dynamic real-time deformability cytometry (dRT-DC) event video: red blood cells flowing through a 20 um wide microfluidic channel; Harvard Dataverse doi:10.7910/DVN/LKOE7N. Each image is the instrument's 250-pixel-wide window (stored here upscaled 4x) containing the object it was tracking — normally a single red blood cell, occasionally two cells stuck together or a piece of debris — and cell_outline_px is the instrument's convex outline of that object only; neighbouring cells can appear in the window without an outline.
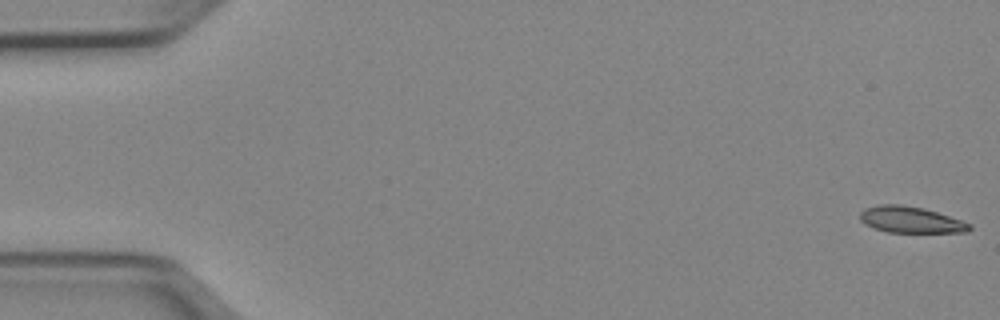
{"species": "Egyptian fruit bat (a non-hibernating species)", "species_latin": "Rousettus aegyptiacus", "temperature_condition": "cold", "stored_images_in_passage": 51, "camera_frame_rate_fps": 3000, "um_per_image_px": 0.085, "animal": {"sex": "female"}, "frame": {"image": 1, "passage_image": 1, "time_ms": 0.0, "image_size_px": [1000, 320], "cell_outline_px": [[972, 228], [968, 232], [888, 232], [872, 228], [864, 224], [860, 220], [860, 212], [864, 208], [880, 204], [900, 204], [924, 208], [972, 224]], "centroid_in_image_um": [77.37, 18.68], "position_along_channel_um": 7.6, "area_um2": 16.82}}
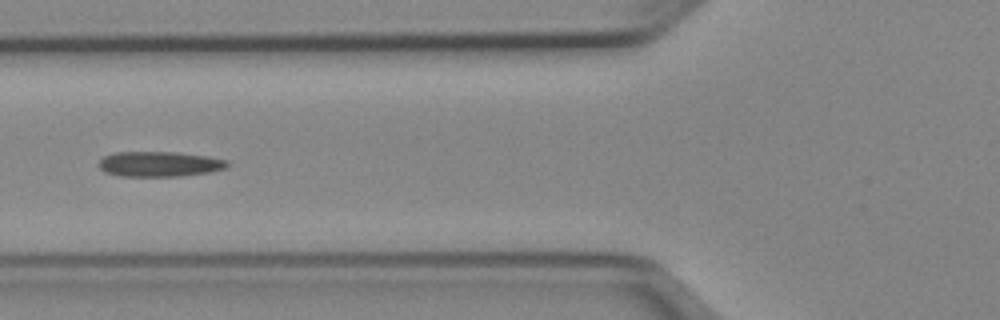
{"frame": {"image": 2, "passage_image": 20, "time_ms": 6.333, "image_size_px": [1000, 320], "cell_outline_px": [[228, 164], [224, 168], [208, 172], [180, 176], [120, 176], [104, 172], [96, 164], [104, 156], [116, 152], [176, 152], [208, 156], [228, 160]], "centroid_in_image_um": [13.51, 13.94], "position_along_channel_um": 112.3, "area_um2": 18.84}}
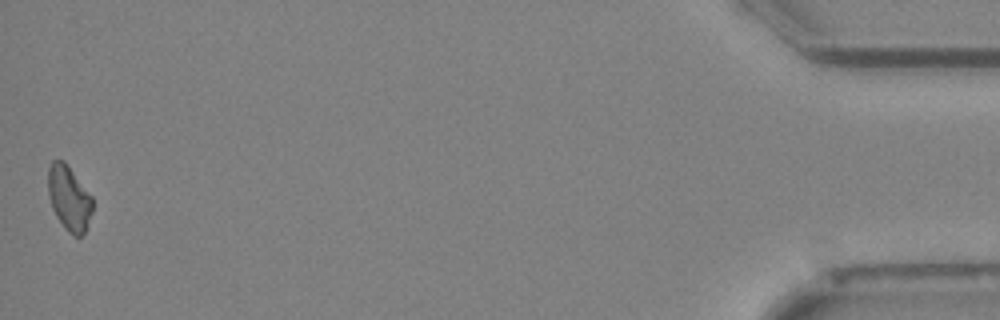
{"frame": {"image": 3, "passage_image": 51, "time_ms": 16.667, "image_size_px": [1000, 320], "cell_outline_px": [[92, 212], [84, 232], [80, 236], [72, 236], [64, 228], [56, 216], [52, 208], [48, 196], [48, 168], [52, 160], [64, 160], [92, 196]], "centroid_in_image_um": [5.85, 16.84], "position_along_channel_um": 429.3, "area_um2": 16.82}}